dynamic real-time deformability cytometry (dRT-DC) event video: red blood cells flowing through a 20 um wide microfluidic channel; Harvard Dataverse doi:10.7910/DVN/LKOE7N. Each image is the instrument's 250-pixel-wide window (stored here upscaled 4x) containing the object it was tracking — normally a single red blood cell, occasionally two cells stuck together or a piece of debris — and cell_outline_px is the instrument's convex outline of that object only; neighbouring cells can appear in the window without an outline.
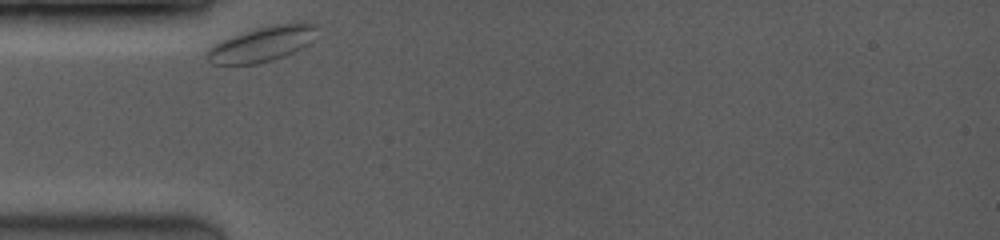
{"species": "common noctule bat (a hibernating species)", "species_latin": "Nyctalus noctula", "temperature_condition": "room temperature", "stored_images_in_passage": 37, "camera_frame_rate_fps": 3500, "um_per_image_px": 0.085, "animal": {"sex": "female", "body_mass_g": 19.0, "forearm_length_mm": 53.3}, "frame": {"image": 1, "passage_image": 1, "time_ms": 0.0, "image_size_px": [1000, 240], "cell_outline_px": [[316, 28], [312, 40], [308, 44], [284, 56], [272, 60], [256, 64], [212, 64], [204, 56], [204, 52], [212, 44], [220, 40], [256, 28], [272, 24], [296, 20], [304, 20], [312, 24]], "centroid_in_image_um": [22.24, 3.71], "position_along_channel_um": 62.8, "area_um2": 22.83}}
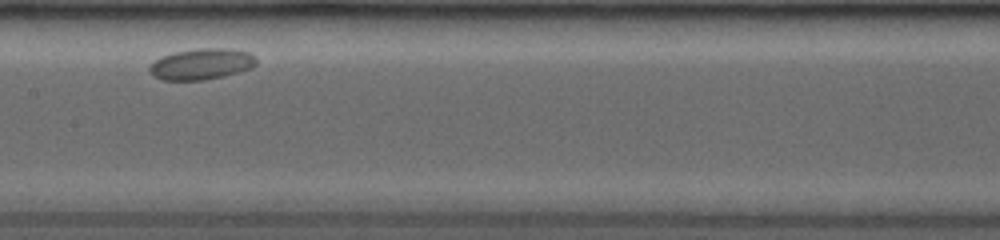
{"frame": {"image": 2, "passage_image": 15, "time_ms": 4.0, "image_size_px": [1000, 240], "cell_outline_px": [[256, 64], [252, 68], [224, 76], [204, 80], [164, 80], [156, 76], [148, 68], [156, 60], [164, 56], [176, 52], [200, 48], [232, 48], [248, 52], [256, 60]], "centroid_in_image_um": [17.18, 5.44], "position_along_channel_um": 190.2, "area_um2": 19.02}}
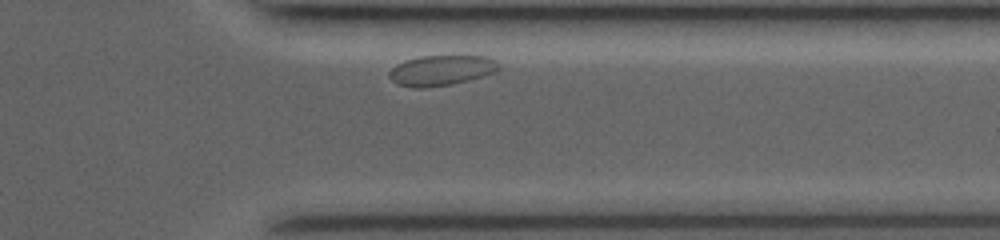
{"frame": {"image": 3, "passage_image": 34, "time_ms": 9.429, "image_size_px": [1000, 240], "cell_outline_px": [[500, 68], [496, 72], [468, 80], [452, 84], [424, 88], [412, 88], [396, 84], [388, 76], [388, 72], [396, 64], [404, 60], [420, 56], [488, 56], [496, 60], [500, 64]], "centroid_in_image_um": [37.5, 5.98], "position_along_channel_um": 373.9, "area_um2": 19.59}}